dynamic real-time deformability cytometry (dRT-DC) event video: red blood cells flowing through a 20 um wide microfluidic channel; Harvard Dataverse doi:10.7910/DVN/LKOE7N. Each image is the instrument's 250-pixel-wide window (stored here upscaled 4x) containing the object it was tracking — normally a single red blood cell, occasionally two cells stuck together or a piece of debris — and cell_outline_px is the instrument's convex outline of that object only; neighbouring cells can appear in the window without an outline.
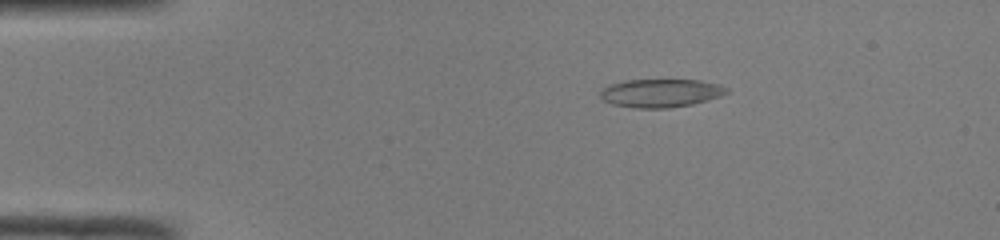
{"species": "common noctule bat (a hibernating species)", "species_latin": "Nyctalus noctula", "temperature_condition": "room temperature", "stored_images_in_passage": 43, "camera_frame_rate_fps": 3000, "um_per_image_px": 0.085, "animal": {"sex": "male", "body_mass_g": 19.0, "forearm_length_mm": 50.8}, "frame": {"image": 1, "passage_image": 3, "time_ms": 0.667, "image_size_px": [1000, 240], "cell_outline_px": [[728, 92], [720, 96], [708, 100], [692, 104], [668, 108], [636, 108], [612, 104], [604, 100], [600, 96], [600, 92], [608, 84], [628, 80], [700, 80], [720, 84], [728, 88]], "centroid_in_image_um": [56.17, 7.91], "position_along_channel_um": 28.8, "area_um2": 20.81}}
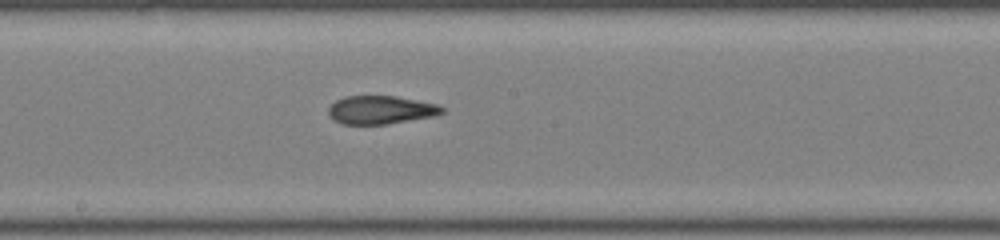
{"frame": {"image": 2, "passage_image": 21, "time_ms": 6.667, "image_size_px": [1000, 240], "cell_outline_px": [[444, 112], [432, 116], [384, 124], [344, 124], [332, 120], [328, 112], [328, 108], [336, 100], [344, 96], [396, 96], [436, 104], [444, 108]], "centroid_in_image_um": [32.31, 9.33], "position_along_channel_um": 215.9, "area_um2": 18.5}}
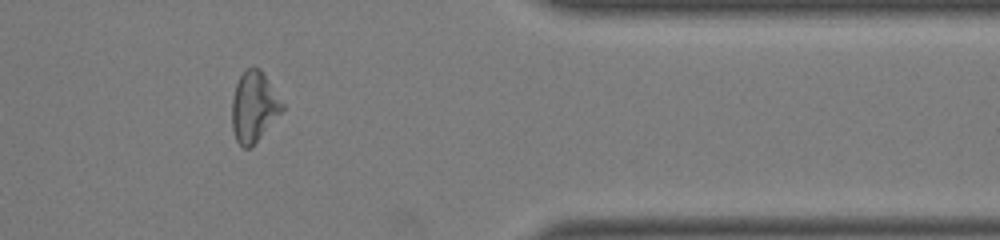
{"frame": {"image": 3, "passage_image": 35, "time_ms": 11.333, "image_size_px": [1000, 240], "cell_outline_px": [[284, 108], [252, 148], [244, 148], [236, 140], [232, 128], [232, 100], [236, 84], [240, 76], [248, 68], [260, 68], [284, 104]], "centroid_in_image_um": [21.57, 9.1], "position_along_channel_um": 389.8, "area_um2": 20.4}, "authors_computed_cell_mechanics": {"area_um2": 20.23, "velocity_mm_per_s": 4.1136, "shape_relaxation_time_tau1_ms": 8.4661, "shape_relaxation_time_tau2_ms": 3.7817, "deformation_change_tau1": 0.208, "deformation_change_tau2": 0.1396}}